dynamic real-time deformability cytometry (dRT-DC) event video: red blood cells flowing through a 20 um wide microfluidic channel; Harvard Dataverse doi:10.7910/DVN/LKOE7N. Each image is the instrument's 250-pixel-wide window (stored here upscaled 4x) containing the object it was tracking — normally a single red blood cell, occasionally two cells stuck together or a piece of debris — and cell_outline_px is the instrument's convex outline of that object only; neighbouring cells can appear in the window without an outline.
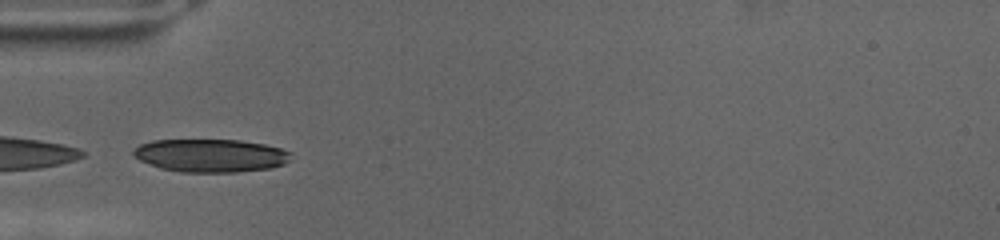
{"species": "human", "species_latin": "Homo sapiens", "temperature_condition": "cold", "stored_images_in_passage": 48, "camera_frame_rate_fps": 3000, "um_per_image_px": 0.085, "donor": {"sex": "female"}, "frame": {"image": 1, "passage_image": 1, "time_ms": 0.0, "image_size_px": [1000, 240], "cell_outline_px": [[292, 152], [288, 160], [284, 164], [272, 168], [236, 172], [180, 172], [160, 168], [140, 160], [132, 152], [140, 144], [152, 140], [240, 140], [264, 144], [280, 148]], "centroid_in_image_um": [17.92, 13.22], "position_along_channel_um": 67.1, "area_um2": 30.29}}
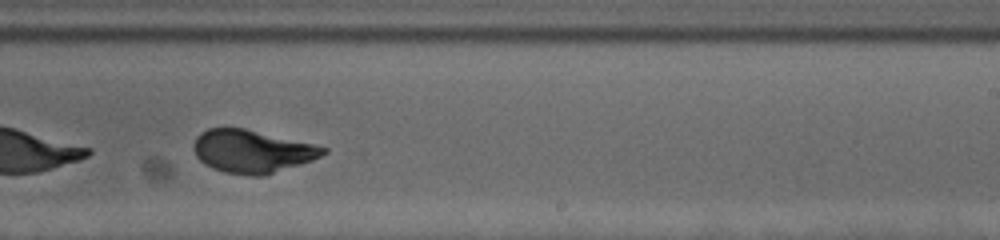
{"frame": {"image": 2, "passage_image": 22, "time_ms": 7.0, "image_size_px": [1000, 240], "cell_outline_px": [[328, 152], [312, 160], [264, 176], [252, 176], [224, 172], [212, 168], [204, 164], [196, 156], [192, 148], [192, 144], [196, 136], [200, 132], [208, 128], [244, 128], [312, 144], [328, 148]], "centroid_in_image_um": [21.38, 12.87], "position_along_channel_um": 267.6, "area_um2": 32.31}}
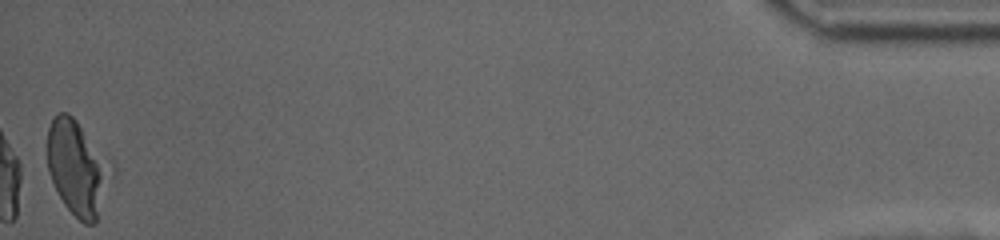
{"frame": {"image": 3, "passage_image": 48, "time_ms": 15.667, "image_size_px": [1000, 240], "cell_outline_px": [[116, 172], [96, 224], [84, 224], [64, 204], [48, 172], [48, 128], [56, 112], [68, 112], [76, 120], [112, 160], [116, 168]], "centroid_in_image_um": [6.68, 14.28], "position_along_channel_um": 428.5, "area_um2": 36.18}}